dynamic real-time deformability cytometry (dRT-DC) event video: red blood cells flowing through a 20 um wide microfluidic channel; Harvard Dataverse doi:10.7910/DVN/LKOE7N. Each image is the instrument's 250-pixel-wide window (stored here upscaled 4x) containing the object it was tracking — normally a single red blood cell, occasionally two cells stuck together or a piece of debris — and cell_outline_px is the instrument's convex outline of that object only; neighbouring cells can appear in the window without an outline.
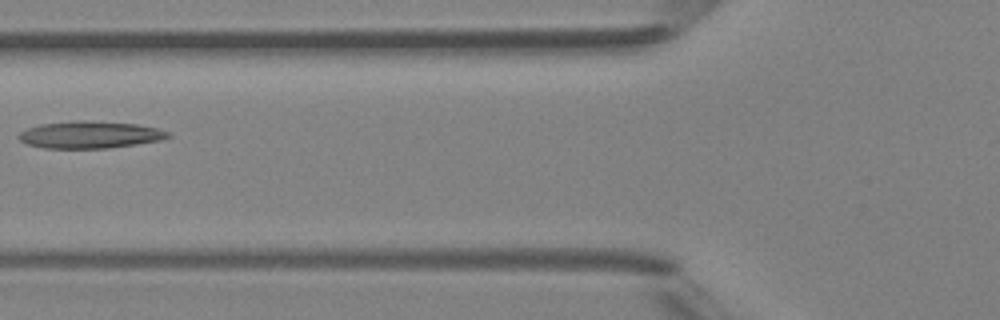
{"species": "Egyptian fruit bat (a non-hibernating species)", "species_latin": "Rousettus aegyptiacus", "temperature_condition": "room temperature", "stored_images_in_passage": 5, "camera_frame_rate_fps": 3000, "um_per_image_px": 0.085, "animal": {"sex": "female"}, "frame": {"image": 1, "passage_image": 5, "time_ms": 5.667, "image_size_px": [1000, 320], "cell_outline_px": [[172, 136], [160, 140], [136, 144], [108, 148], [44, 148], [28, 144], [20, 140], [16, 136], [20, 132], [28, 128], [40, 124], [76, 120], [84, 120], [136, 124], [156, 128], [168, 132]], "centroid_in_image_um": [7.62, 11.45], "position_along_channel_um": 118.2, "area_um2": 23.47}}